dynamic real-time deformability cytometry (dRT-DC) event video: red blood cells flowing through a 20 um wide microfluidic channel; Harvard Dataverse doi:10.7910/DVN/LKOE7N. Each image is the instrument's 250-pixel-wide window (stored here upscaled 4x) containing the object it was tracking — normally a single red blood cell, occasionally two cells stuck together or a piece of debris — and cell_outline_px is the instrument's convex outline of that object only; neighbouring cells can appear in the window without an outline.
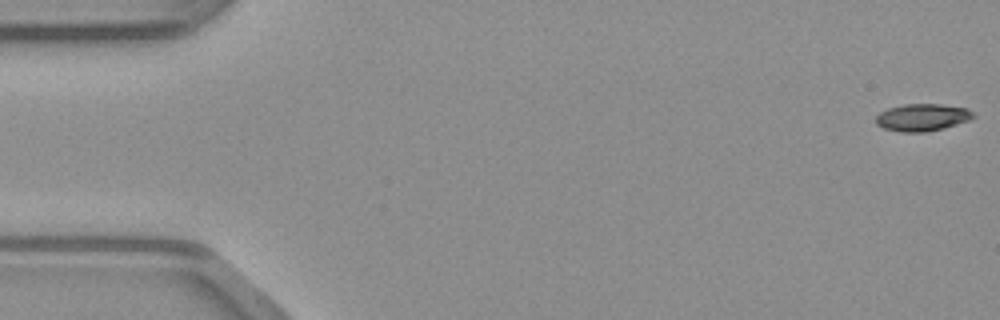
{"species": "common noctule bat (a hibernating species)", "species_latin": "Nyctalus noctula", "temperature_condition": "warm", "stored_images_in_passage": 49, "camera_frame_rate_fps": 3000, "um_per_image_px": 0.085, "animal": {"sex": "male", "body_mass_g": 23.1, "forearm_length_mm": 52.7}, "frame": {"image": 1, "passage_image": 1, "time_ms": 0.0, "image_size_px": [1000, 320], "cell_outline_px": [[976, 116], [968, 120], [956, 124], [924, 132], [900, 132], [884, 128], [876, 124], [876, 116], [880, 112], [888, 108], [904, 104], [940, 104], [968, 108]], "centroid_in_image_um": [78.37, 9.97], "position_along_channel_um": 6.6, "area_um2": 15.32}}
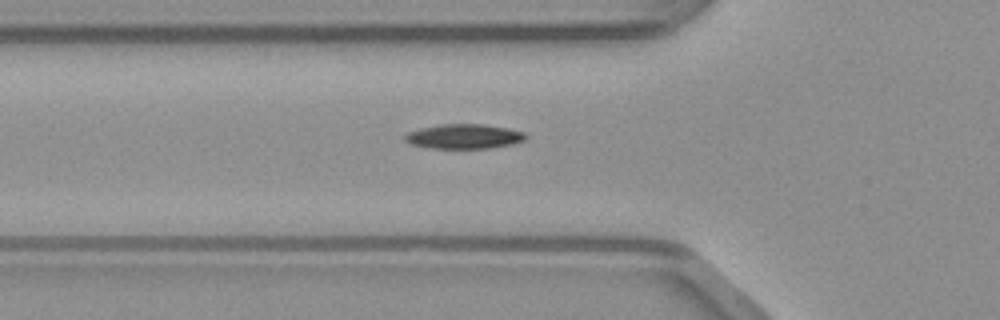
{"frame": {"image": 2, "passage_image": 17, "time_ms": 5.333, "image_size_px": [1000, 320], "cell_outline_px": [[528, 136], [524, 140], [512, 144], [488, 148], [432, 148], [412, 144], [404, 140], [404, 136], [408, 132], [420, 128], [444, 124], [484, 124], [508, 128], [524, 132]], "centroid_in_image_um": [39.46, 11.59], "position_along_channel_um": 86.3, "area_um2": 17.22}}
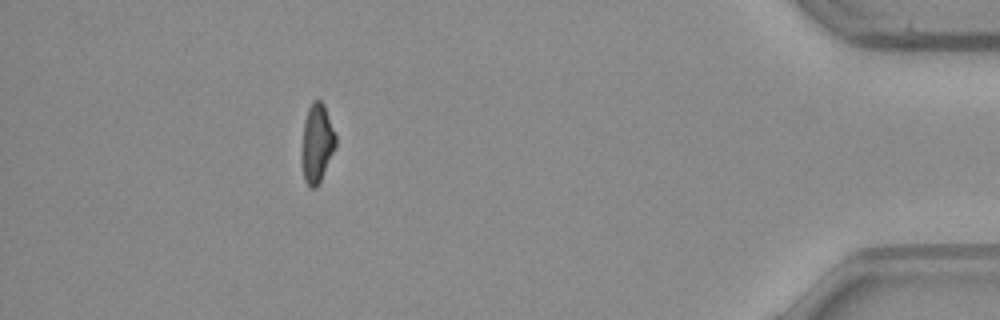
{"frame": {"image": 3, "passage_image": 44, "time_ms": 14.333, "image_size_px": [1000, 320], "cell_outline_px": [[336, 144], [320, 180], [316, 188], [312, 188], [304, 180], [304, 120], [308, 108], [312, 100], [320, 100], [324, 104], [336, 136]], "centroid_in_image_um": [26.97, 12.1], "position_along_channel_um": 408.2, "area_um2": 14.68}}